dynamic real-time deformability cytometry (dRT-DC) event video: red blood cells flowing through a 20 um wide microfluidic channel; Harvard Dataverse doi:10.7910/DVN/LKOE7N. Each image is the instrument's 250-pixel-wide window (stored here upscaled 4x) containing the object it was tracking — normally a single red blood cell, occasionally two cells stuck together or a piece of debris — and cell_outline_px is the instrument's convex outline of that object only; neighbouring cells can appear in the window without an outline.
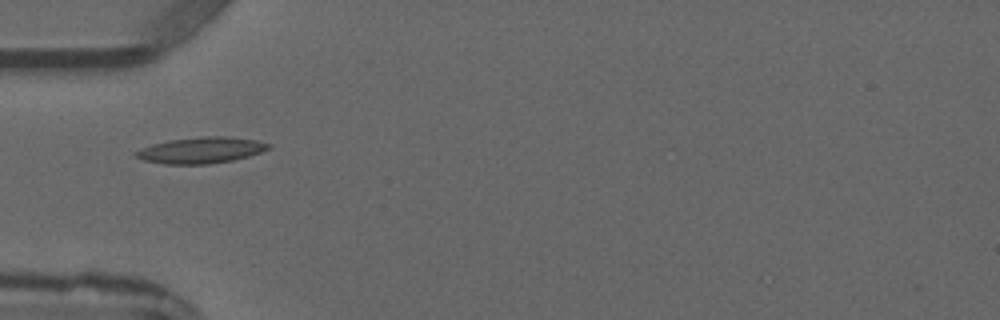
{"species": "common noctule bat (a hibernating species)", "species_latin": "Nyctalus noctula", "temperature_condition": "warm", "stored_images_in_passage": 5, "camera_frame_rate_fps": 3000, "um_per_image_px": 0.085, "animal": {"sex": "male", "forearm_length_mm": 52.5}, "frame": {"image": 1, "passage_image": 3, "time_ms": 2.333, "image_size_px": [1000, 320], "cell_outline_px": [[272, 148], [248, 156], [232, 160], [208, 164], [164, 164], [144, 160], [136, 156], [132, 152], [152, 144], [168, 140], [200, 136], [224, 136], [256, 140], [272, 144]], "centroid_in_image_um": [17.09, 12.76], "position_along_channel_um": 67.9, "area_um2": 20.23}}
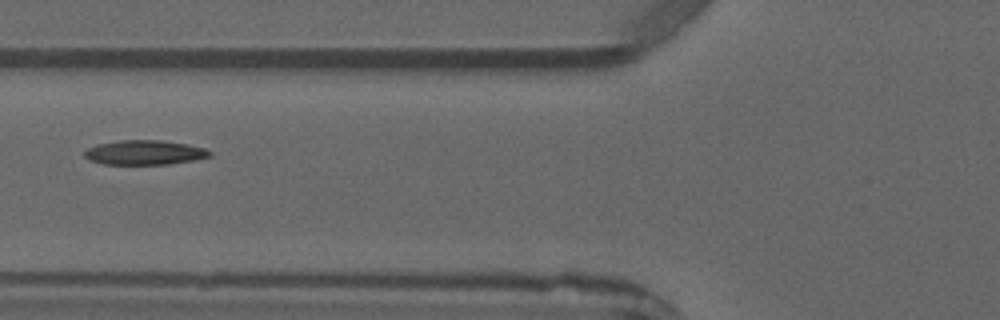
{"frame": {"image": 2, "passage_image": 4, "time_ms": 3.333, "image_size_px": [1000, 320], "cell_outline_px": [[212, 156], [192, 160], [168, 164], [104, 164], [88, 160], [84, 156], [84, 152], [88, 148], [96, 144], [120, 140], [160, 140], [188, 144], [204, 148], [212, 152]], "centroid_in_image_um": [12.27, 12.96], "position_along_channel_um": 113.5, "area_um2": 17.92}}
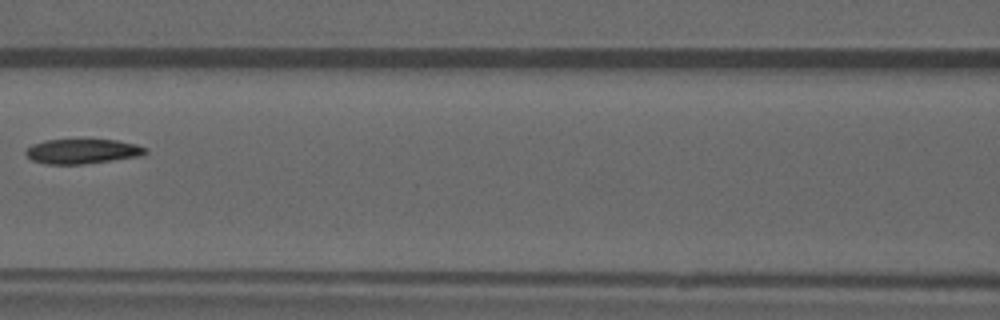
{"frame": {"image": 3, "passage_image": 5, "time_ms": 4.333, "image_size_px": [1000, 320], "cell_outline_px": [[148, 152], [140, 156], [84, 164], [44, 164], [32, 160], [24, 152], [32, 144], [44, 140], [116, 140], [136, 144], [148, 148]], "centroid_in_image_um": [7.01, 12.86], "position_along_channel_um": 159.6, "area_um2": 17.22}}